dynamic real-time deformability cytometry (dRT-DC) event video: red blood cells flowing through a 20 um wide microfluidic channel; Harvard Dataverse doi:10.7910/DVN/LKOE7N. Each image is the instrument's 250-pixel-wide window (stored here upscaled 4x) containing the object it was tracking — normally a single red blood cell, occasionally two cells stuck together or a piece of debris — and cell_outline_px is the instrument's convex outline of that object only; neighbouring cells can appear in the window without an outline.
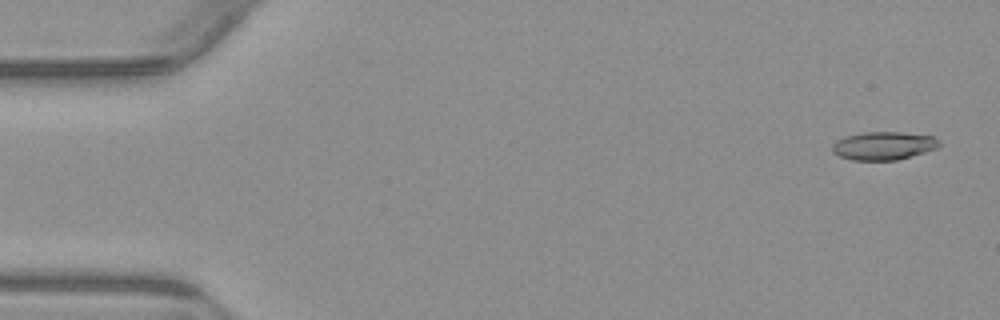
{"species": "common noctule bat (a hibernating species)", "species_latin": "Nyctalus noctula", "temperature_condition": "warm", "stored_images_in_passage": 54, "camera_frame_rate_fps": 3000, "um_per_image_px": 0.085, "animal": {"sex": "male", "body_mass_g": 23.1, "forearm_length_mm": 52.7}, "frame": {"image": 1, "passage_image": 2, "time_ms": 0.333, "image_size_px": [1000, 320], "cell_outline_px": [[940, 144], [936, 148], [924, 152], [896, 160], [852, 160], [840, 156], [832, 152], [832, 144], [836, 140], [844, 136], [864, 132], [900, 132], [932, 136], [940, 140]], "centroid_in_image_um": [75.07, 12.38], "position_along_channel_um": 9.9, "area_um2": 17.51}}
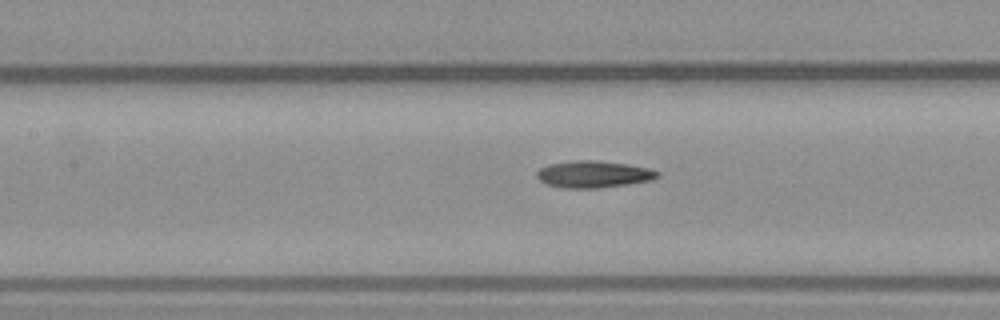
{"frame": {"image": 2, "passage_image": 24, "time_ms": 7.667, "image_size_px": [1000, 320], "cell_outline_px": [[660, 176], [652, 180], [628, 184], [600, 188], [560, 188], [544, 184], [536, 176], [536, 172], [540, 168], [548, 164], [576, 160], [596, 160], [628, 164], [648, 168], [660, 172]], "centroid_in_image_um": [50.43, 14.81], "position_along_channel_um": 157.0, "area_um2": 19.13}}
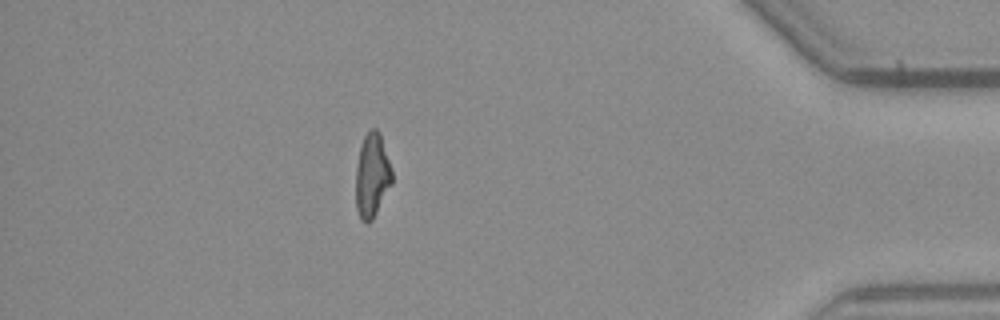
{"frame": {"image": 3, "passage_image": 47, "time_ms": 15.333, "image_size_px": [1000, 320], "cell_outline_px": [[392, 184], [372, 220], [368, 224], [360, 216], [356, 208], [356, 164], [360, 144], [364, 136], [372, 128], [376, 128], [380, 132], [392, 168]], "centroid_in_image_um": [31.63, 14.87], "position_along_channel_um": 403.6, "area_um2": 17.86}, "authors_computed_cell_mechanics": {"area_um2": 18.1492, "velocity_mm_per_s": 3.8534, "shape_relaxation_time_tau1_ms": null, "shape_relaxation_time_tau2_ms": 6.8596, "deformation_change_tau1": null, "deformation_change_tau2": 0.179}}